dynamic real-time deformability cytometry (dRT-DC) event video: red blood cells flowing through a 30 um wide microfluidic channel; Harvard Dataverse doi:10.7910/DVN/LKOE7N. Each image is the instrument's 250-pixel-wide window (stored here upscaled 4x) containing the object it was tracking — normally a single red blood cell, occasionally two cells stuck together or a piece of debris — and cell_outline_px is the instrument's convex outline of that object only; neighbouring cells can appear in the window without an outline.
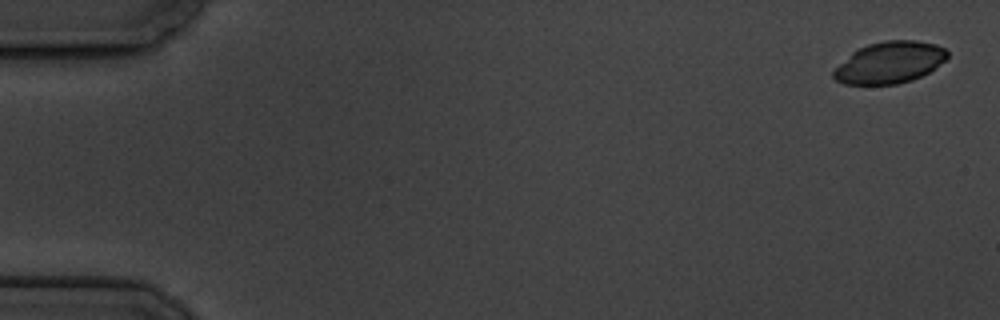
{"species": "common noctule bat (a hibernating species)", "species_latin": "Nyctalus noctula", "temperature_condition": "cold", "stored_images_in_passage": 8, "camera_frame_rate_fps": 3000, "um_per_image_px": 0.085, "animal": {"sex": "male", "body_mass_g": 19.5, "forearm_length_mm": 54.6}, "frame": {"image": 1, "passage_image": 1, "time_ms": 0.0, "image_size_px": [1000, 320], "cell_outline_px": [[948, 56], [944, 60], [928, 72], [912, 80], [896, 84], [844, 84], [836, 80], [832, 76], [832, 72], [852, 52], [868, 44], [884, 40], [916, 40], [936, 44], [944, 48], [948, 52]], "centroid_in_image_um": [75.61, 5.3], "position_along_channel_um": 9.4, "area_um2": 27.34}}
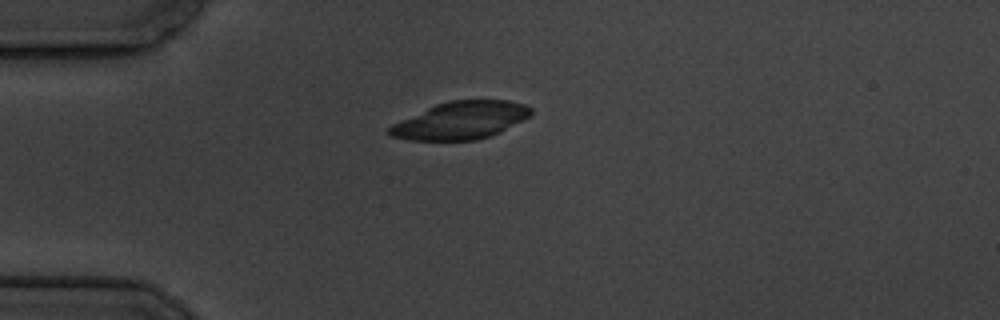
{"frame": {"image": 2, "passage_image": 5, "time_ms": 4.667, "image_size_px": [1000, 320], "cell_outline_px": [[532, 116], [500, 132], [476, 140], [408, 140], [392, 136], [388, 132], [388, 128], [392, 124], [436, 104], [448, 100], [508, 100], [524, 104], [532, 108]], "centroid_in_image_um": [39.19, 10.23], "position_along_channel_um": 45.8, "area_um2": 30.87}}